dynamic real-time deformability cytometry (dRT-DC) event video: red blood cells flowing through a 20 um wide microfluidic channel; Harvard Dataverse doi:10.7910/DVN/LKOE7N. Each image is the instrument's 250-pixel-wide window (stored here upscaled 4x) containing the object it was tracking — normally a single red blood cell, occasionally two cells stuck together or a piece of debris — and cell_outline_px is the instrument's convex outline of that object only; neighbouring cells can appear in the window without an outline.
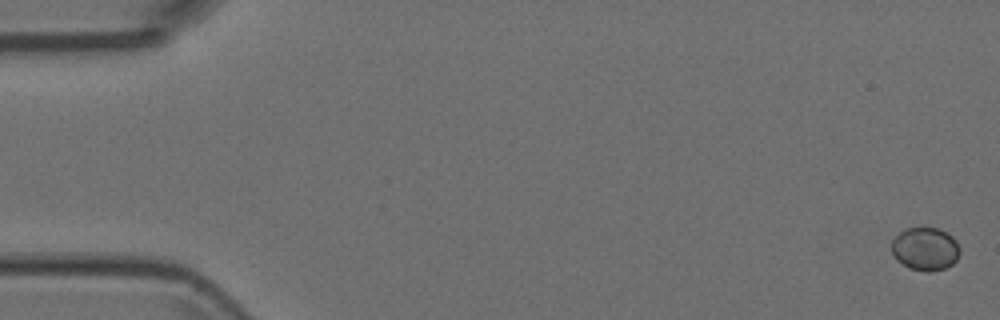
{"species": "Egyptian fruit bat (a non-hibernating species)", "species_latin": "Rousettus aegyptiacus", "temperature_condition": "room temperature", "stored_images_in_passage": 10, "camera_frame_rate_fps": 3000, "um_per_image_px": 0.085, "animal": {"sex": "female"}, "frame": {"image": 1, "passage_image": 1, "time_ms": 0.0, "image_size_px": [1000, 320], "cell_outline_px": [[960, 252], [956, 260], [952, 264], [944, 268], [932, 272], [924, 272], [908, 268], [896, 260], [892, 252], [892, 240], [904, 228], [936, 228], [952, 236], [956, 240], [960, 248]], "centroid_in_image_um": [78.64, 21.17], "position_along_channel_um": 6.4, "area_um2": 17.22}}
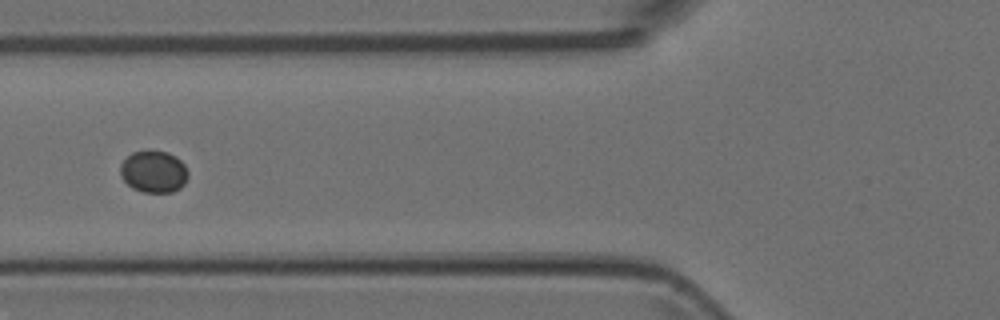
{"frame": {"image": 2, "passage_image": 6, "time_ms": 1.667, "image_size_px": [1000, 320], "cell_outline_px": [[188, 176], [184, 184], [180, 188], [172, 192], [144, 192], [132, 188], [120, 176], [120, 164], [132, 152], [148, 148], [168, 152], [176, 156], [184, 164], [188, 172]], "centroid_in_image_um": [13.06, 14.55], "position_along_channel_um": 112.7, "area_um2": 16.94}}
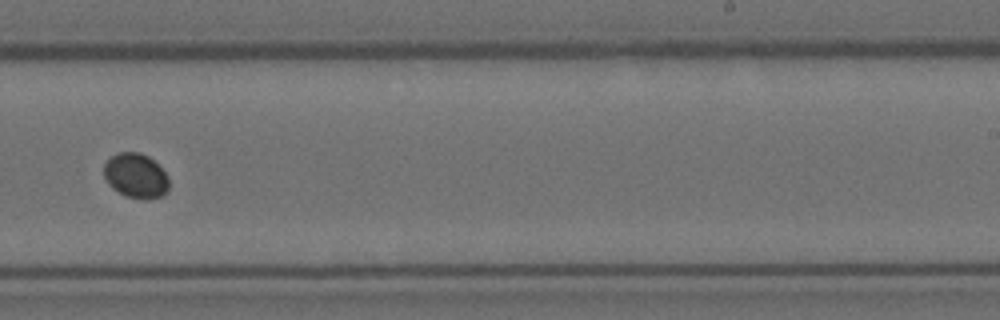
{"frame": {"image": 3, "passage_image": 10, "time_ms": 3.0, "image_size_px": [1000, 320], "cell_outline_px": [[168, 192], [160, 196], [124, 196], [112, 188], [108, 184], [104, 176], [104, 164], [112, 156], [120, 152], [140, 152], [148, 156], [168, 176]], "centroid_in_image_um": [11.51, 14.9], "position_along_channel_um": 277.5, "area_um2": 16.42}}